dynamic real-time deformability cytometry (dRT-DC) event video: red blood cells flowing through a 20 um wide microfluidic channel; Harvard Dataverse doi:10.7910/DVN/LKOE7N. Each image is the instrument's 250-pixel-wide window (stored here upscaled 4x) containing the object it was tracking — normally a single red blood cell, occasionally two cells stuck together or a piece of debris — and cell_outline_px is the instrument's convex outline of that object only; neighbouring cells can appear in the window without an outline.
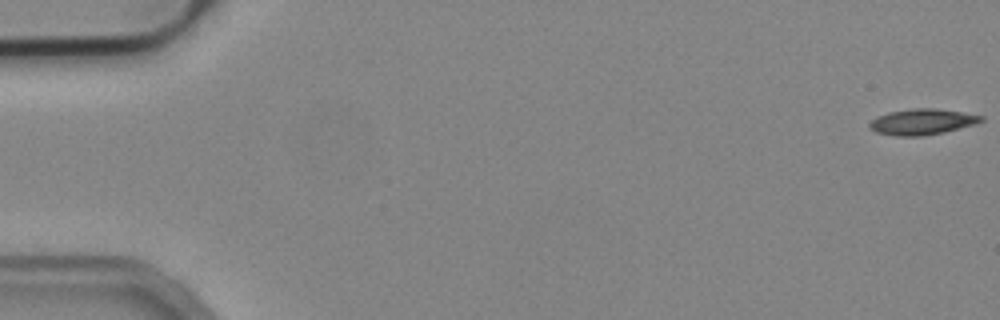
{"species": "common noctule bat (a hibernating species)", "species_latin": "Nyctalus noctula", "temperature_condition": "cold", "stored_images_in_passage": 54, "camera_frame_rate_fps": 3000, "um_per_image_px": 0.085, "animal": {"sex": "male", "body_mass_g": 19.2, "forearm_length_mm": 51.8}, "frame": {"image": 1, "passage_image": 1, "time_ms": 0.0, "image_size_px": [1000, 320], "cell_outline_px": [[984, 120], [976, 124], [944, 132], [924, 136], [896, 136], [876, 132], [868, 128], [868, 124], [876, 116], [888, 112], [912, 108], [936, 108], [964, 112], [984, 116]], "centroid_in_image_um": [78.38, 10.35], "position_along_channel_um": 6.6, "area_um2": 17.05}}
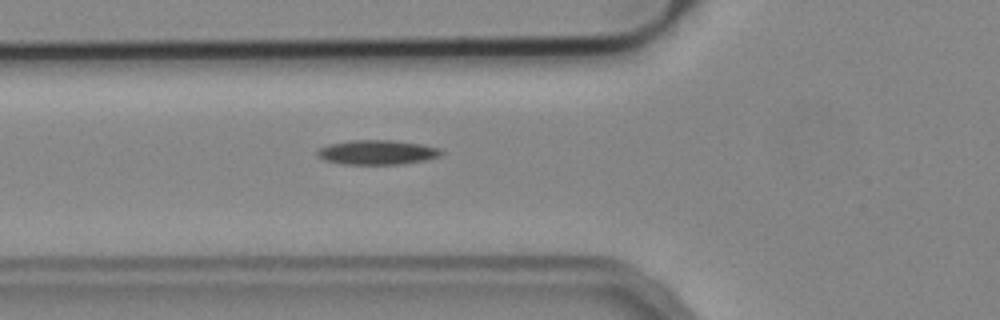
{"frame": {"image": 2, "passage_image": 20, "time_ms": 6.333, "image_size_px": [1000, 320], "cell_outline_px": [[444, 152], [440, 156], [428, 160], [404, 164], [340, 164], [324, 160], [316, 156], [316, 152], [320, 148], [328, 144], [348, 140], [392, 140], [420, 144], [440, 148]], "centroid_in_image_um": [32.06, 12.95], "position_along_channel_um": 93.7, "area_um2": 17.98}}
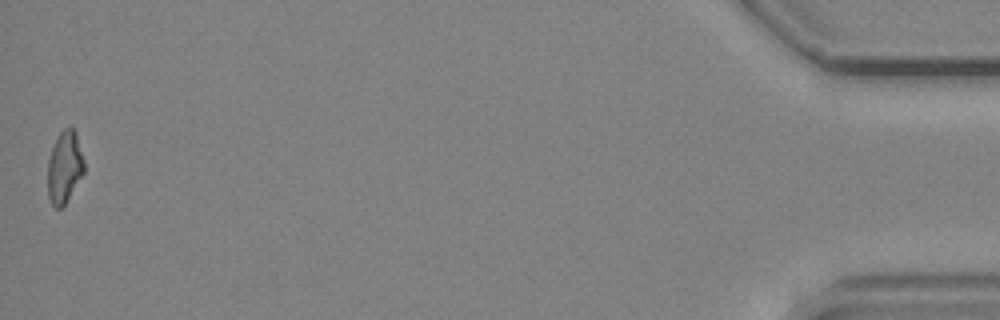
{"frame": {"image": 3, "passage_image": 54, "time_ms": 17.667, "image_size_px": [1000, 320], "cell_outline_px": [[84, 172], [64, 204], [60, 208], [56, 208], [52, 204], [48, 196], [48, 160], [52, 148], [60, 132], [64, 128], [72, 128], [76, 132], [84, 160]], "centroid_in_image_um": [5.48, 14.19], "position_along_channel_um": 429.7, "area_um2": 14.97}}